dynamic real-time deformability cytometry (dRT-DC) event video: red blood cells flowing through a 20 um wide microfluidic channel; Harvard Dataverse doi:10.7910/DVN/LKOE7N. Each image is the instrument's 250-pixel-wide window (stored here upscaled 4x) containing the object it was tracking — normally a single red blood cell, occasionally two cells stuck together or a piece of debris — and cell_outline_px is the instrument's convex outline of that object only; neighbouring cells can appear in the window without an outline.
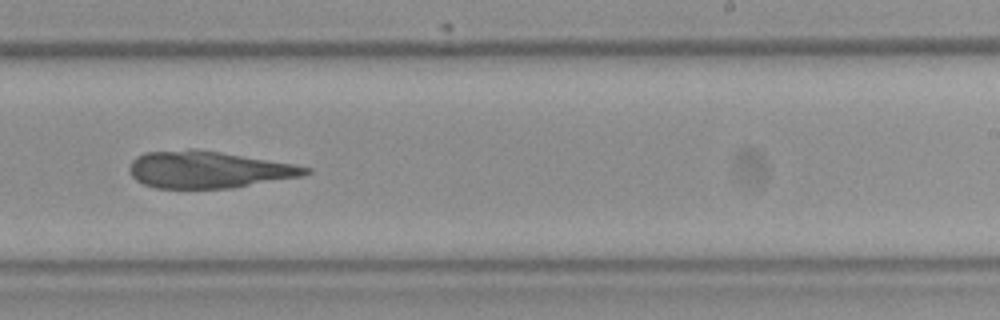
{"species": "Egyptian fruit bat (a non-hibernating species)", "species_latin": "Rousettus aegyptiacus", "temperature_condition": "room temperature", "stored_images_in_passage": 37, "camera_frame_rate_fps": 3000, "um_per_image_px": 0.085, "frame": {"image": 1, "passage_image": 23, "time_ms": 7.333, "image_size_px": [1000, 320], "cell_outline_px": [[312, 172], [304, 176], [232, 188], [156, 188], [144, 184], [136, 180], [128, 172], [128, 168], [132, 160], [136, 156], [144, 152], [192, 148], [220, 152], [292, 164], [312, 168]], "centroid_in_image_um": [17.68, 14.42], "position_along_channel_um": 271.3, "area_um2": 38.03}}
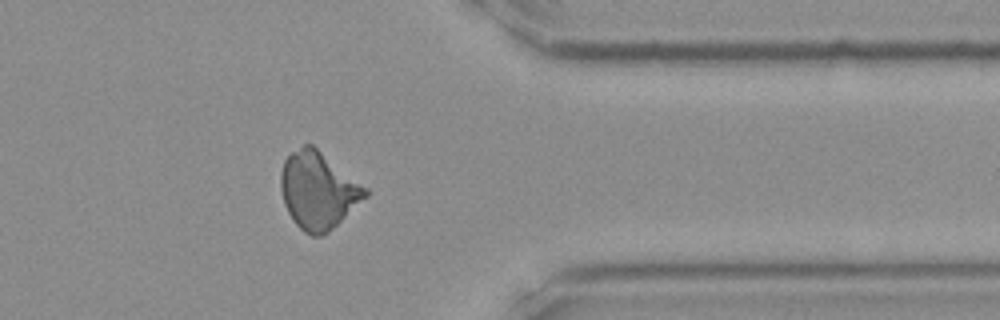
{"frame": {"image": 2, "passage_image": 30, "time_ms": 9.667, "image_size_px": [1000, 320], "cell_outline_px": [[368, 196], [328, 232], [320, 236], [312, 236], [304, 232], [292, 220], [284, 204], [280, 188], [280, 172], [284, 160], [292, 152], [304, 144], [312, 144], [368, 188]], "centroid_in_image_um": [27.03, 16.18], "position_along_channel_um": 384.4, "area_um2": 37.92}}
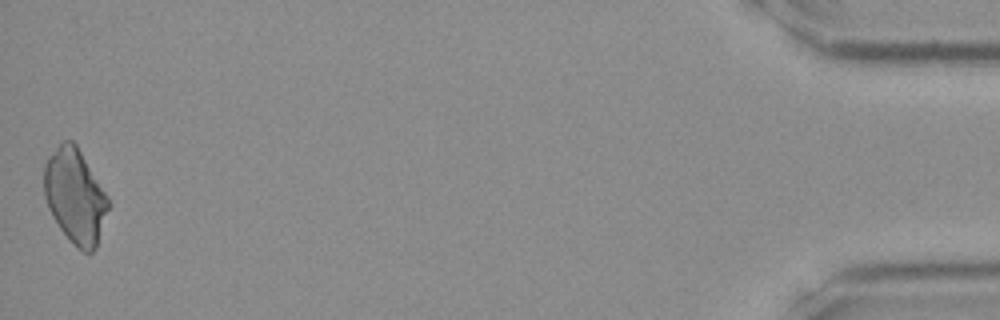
{"frame": {"image": 3, "passage_image": 37, "time_ms": 12.0, "image_size_px": [1000, 320], "cell_outline_px": [[112, 204], [96, 248], [92, 252], [84, 252], [72, 244], [60, 228], [52, 216], [48, 208], [44, 196], [44, 164], [48, 156], [64, 140], [72, 140], [76, 144], [108, 196]], "centroid_in_image_um": [6.41, 16.7], "position_along_channel_um": 428.8, "area_um2": 35.66}}